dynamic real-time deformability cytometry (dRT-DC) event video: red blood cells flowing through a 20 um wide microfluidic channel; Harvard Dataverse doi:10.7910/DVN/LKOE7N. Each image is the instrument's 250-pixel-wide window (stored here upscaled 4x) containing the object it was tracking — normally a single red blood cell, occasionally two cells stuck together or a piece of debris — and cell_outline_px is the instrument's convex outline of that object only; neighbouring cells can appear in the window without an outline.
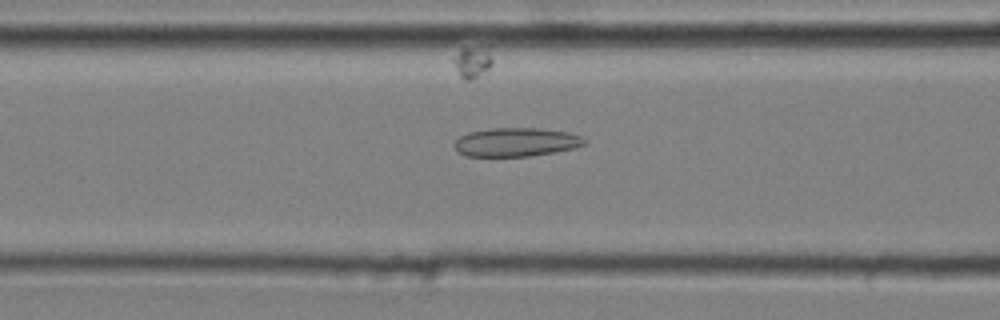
{"species": "common noctule bat (a hibernating species)", "species_latin": "Nyctalus noctula", "temperature_condition": "cold", "stored_images_in_passage": 49, "camera_frame_rate_fps": 3000, "um_per_image_px": 0.085, "animal": {"sex": "male", "body_mass_g": 20.4}, "frame": {"image": 1, "passage_image": 21, "time_ms": 6.667, "image_size_px": [1000, 320], "cell_outline_px": [[588, 140], [584, 144], [572, 148], [556, 152], [528, 156], [464, 156], [456, 152], [452, 144], [460, 136], [468, 132], [492, 128], [536, 128], [568, 132], [580, 136]], "centroid_in_image_um": [43.81, 12.08], "position_along_channel_um": 122.8, "area_um2": 21.85}}
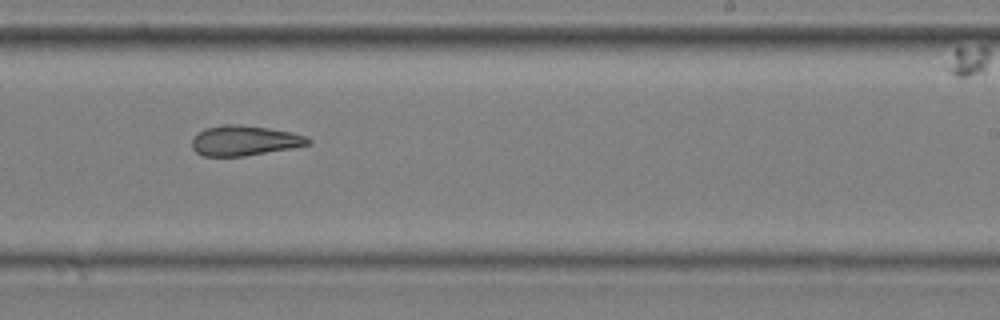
{"frame": {"image": 2, "passage_image": 33, "time_ms": 10.667, "image_size_px": [1000, 320], "cell_outline_px": [[312, 144], [292, 148], [244, 156], [204, 156], [196, 152], [192, 148], [192, 140], [204, 128], [224, 124], [240, 124], [268, 128], [292, 132], [308, 136], [312, 140]], "centroid_in_image_um": [20.82, 11.94], "position_along_channel_um": 268.2, "area_um2": 20.46}}
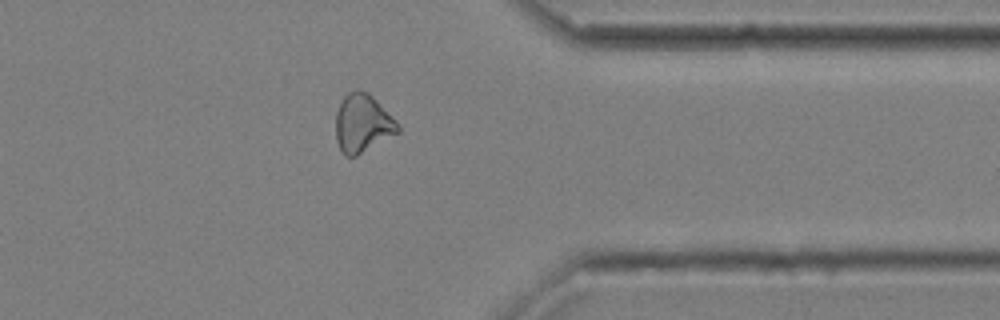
{"frame": {"image": 3, "passage_image": 43, "time_ms": 14.0, "image_size_px": [1000, 320], "cell_outline_px": [[400, 132], [356, 156], [344, 156], [340, 152], [336, 140], [336, 112], [344, 96], [348, 92], [356, 88], [360, 88], [368, 92], [396, 120], [400, 128]], "centroid_in_image_um": [30.81, 10.48], "position_along_channel_um": 380.6, "area_um2": 21.27}, "authors_computed_cell_mechanics": {"area_um2": 21.5016, "velocity_mm_per_s": 3.6472, "shape_relaxation_time_tau1_ms": null, "shape_relaxation_time_tau2_ms": 4.4129, "deformation_change_tau1": null, "deformation_change_tau2": 0.1251}}